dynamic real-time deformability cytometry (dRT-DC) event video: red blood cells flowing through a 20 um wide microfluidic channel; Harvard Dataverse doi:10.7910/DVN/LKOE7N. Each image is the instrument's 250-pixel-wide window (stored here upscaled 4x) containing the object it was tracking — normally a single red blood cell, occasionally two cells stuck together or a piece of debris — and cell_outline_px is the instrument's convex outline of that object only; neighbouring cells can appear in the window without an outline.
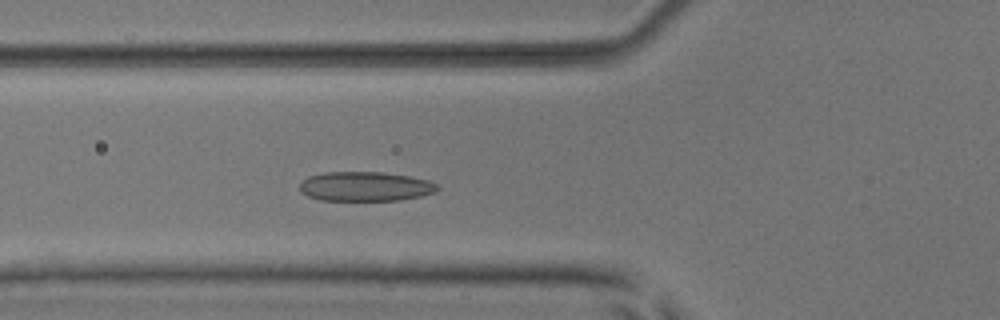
{"species": "common noctule bat (a hibernating species)", "species_latin": "Nyctalus noctula", "temperature_condition": "room temperature", "stored_images_in_passage": 48, "camera_frame_rate_fps": 3000, "um_per_image_px": 0.085, "animal": {"sex": "male", "body_mass_g": 17.9, "forearm_length_mm": 54.2}, "frame": {"image": 1, "passage_image": 15, "time_ms": 4.667, "image_size_px": [1000, 320], "cell_outline_px": [[440, 188], [436, 192], [420, 196], [400, 200], [320, 200], [308, 196], [300, 192], [300, 184], [308, 176], [324, 172], [380, 172], [408, 176], [428, 180], [436, 184]], "centroid_in_image_um": [31.04, 15.85], "position_along_channel_um": 94.8, "area_um2": 23.58}}
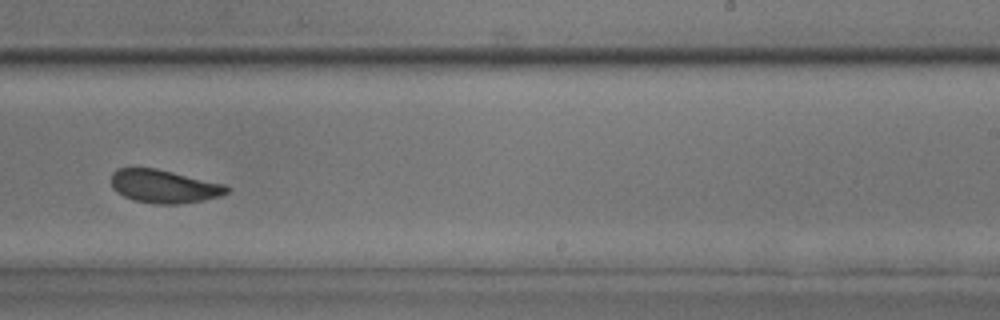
{"frame": {"image": 2, "passage_image": 29, "time_ms": 9.333, "image_size_px": [1000, 320], "cell_outline_px": [[228, 192], [220, 196], [204, 200], [176, 204], [156, 204], [136, 200], [124, 196], [116, 192], [112, 188], [112, 172], [116, 168], [156, 168], [228, 184]], "centroid_in_image_um": [13.96, 15.83], "position_along_channel_um": 275.0, "area_um2": 22.48}}
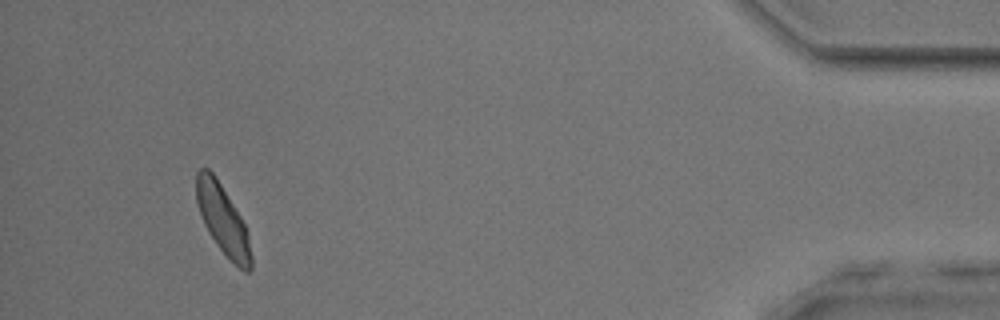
{"frame": {"image": 3, "passage_image": 45, "time_ms": 14.667, "image_size_px": [1000, 320], "cell_outline_px": [[252, 268], [248, 272], [244, 272], [216, 244], [208, 232], [200, 216], [196, 200], [196, 172], [200, 168], [208, 168], [216, 176], [240, 216], [244, 224], [248, 236], [252, 256]], "centroid_in_image_um": [18.92, 18.65], "position_along_channel_um": 416.3, "area_um2": 21.91}, "authors_computed_cell_mechanics": {"area_um2": 23.1778, "velocity_mm_per_s": 3.8746, "shape_relaxation_time_tau1_ms": 2.6708, "shape_relaxation_time_tau2_ms": 1.4846, "deformation_change_tau1": 0.1006, "deformation_change_tau2": 0.0723}}